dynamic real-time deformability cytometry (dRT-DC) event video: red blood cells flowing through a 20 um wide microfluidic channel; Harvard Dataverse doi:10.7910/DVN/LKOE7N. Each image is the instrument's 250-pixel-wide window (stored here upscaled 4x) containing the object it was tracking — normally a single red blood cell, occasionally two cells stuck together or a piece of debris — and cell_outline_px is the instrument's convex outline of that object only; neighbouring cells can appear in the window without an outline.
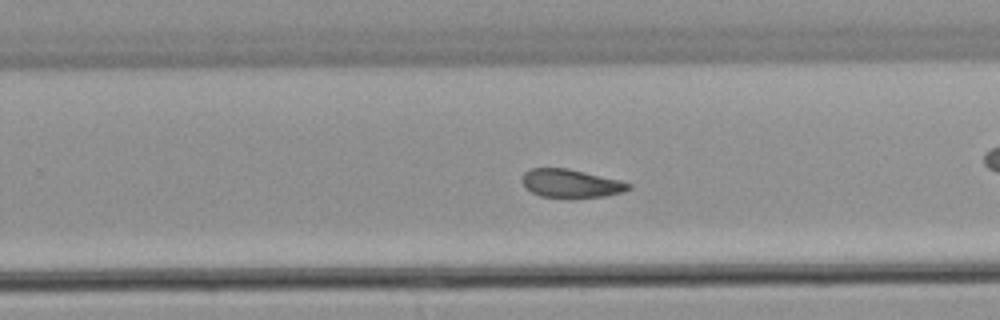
{"species": "common noctule bat (a hibernating species)", "species_latin": "Nyctalus noctula", "temperature_condition": "warm", "stored_images_in_passage": 48, "camera_frame_rate_fps": 3000, "um_per_image_px": 0.085, "animal": {"sex": "male", "body_mass_g": 21.5, "forearm_length_mm": 52.0}, "frame": {"image": 1, "passage_image": 35, "time_ms": 11.333, "image_size_px": [1000, 320], "cell_outline_px": [[632, 188], [624, 192], [608, 196], [572, 200], [568, 200], [540, 196], [532, 192], [524, 184], [524, 172], [528, 168], [568, 168], [620, 180], [632, 184]], "centroid_in_image_um": [48.59, 15.63], "position_along_channel_um": 281.2, "area_um2": 18.21}, "authors_computed_cell_mechanics": {"area_um2": 19.652, "velocity_mm_per_s": 3.8366, "shape_relaxation_time_tau1_ms": null, "shape_relaxation_time_tau2_ms": 2.7822, "deformation_change_tau1": null, "deformation_change_tau2": 0.0924}}